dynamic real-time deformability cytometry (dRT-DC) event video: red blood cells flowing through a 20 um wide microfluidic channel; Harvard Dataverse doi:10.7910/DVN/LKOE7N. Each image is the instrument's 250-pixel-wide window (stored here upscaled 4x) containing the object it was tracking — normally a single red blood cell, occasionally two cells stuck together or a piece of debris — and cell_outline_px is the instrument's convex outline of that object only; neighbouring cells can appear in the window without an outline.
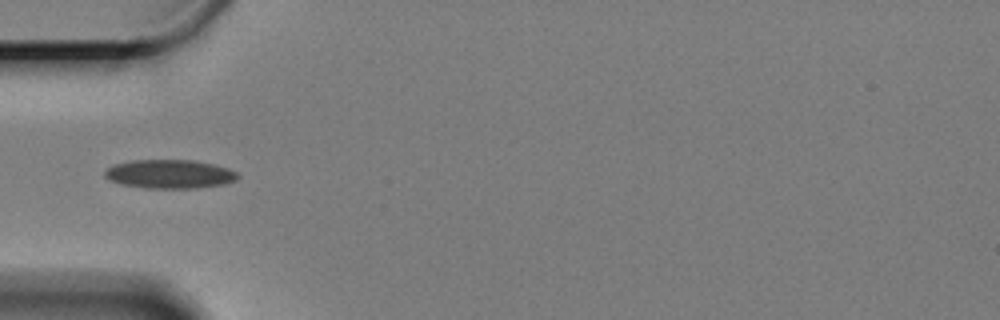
{"species": "Egyptian fruit bat (a non-hibernating species)", "species_latin": "Rousettus aegyptiacus", "temperature_condition": "cold", "stored_images_in_passage": 32, "camera_frame_rate_fps": 3000, "um_per_image_px": 0.085, "animal": {"sex": "female"}, "frame": {"image": 1, "passage_image": 1, "time_ms": 0.0, "image_size_px": [1000, 320], "cell_outline_px": [[240, 176], [236, 180], [224, 184], [196, 188], [144, 188], [120, 184], [108, 180], [104, 176], [104, 172], [112, 164], [132, 160], [192, 160], [212, 164], [228, 168], [236, 172]], "centroid_in_image_um": [14.39, 14.79], "position_along_channel_um": 70.6, "area_um2": 22.43}}
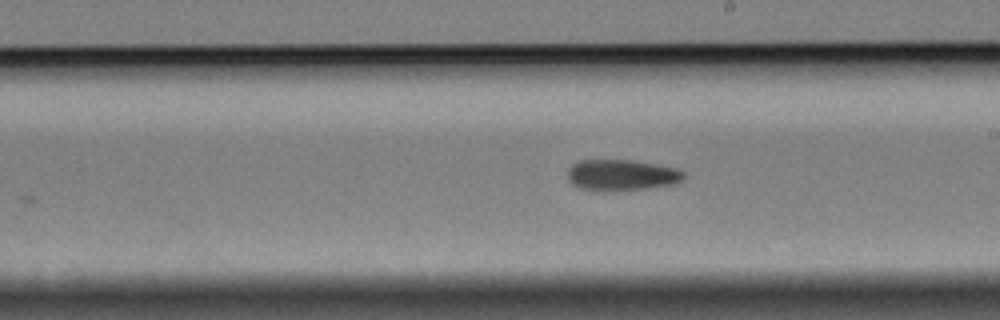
{"frame": {"image": 2, "passage_image": 16, "time_ms": 5.0, "image_size_px": [1000, 320], "cell_outline_px": [[684, 176], [680, 180], [672, 184], [644, 188], [612, 192], [604, 192], [580, 188], [572, 184], [568, 180], [568, 168], [572, 164], [580, 160], [632, 160], [656, 164], [676, 168], [684, 172]], "centroid_in_image_um": [52.78, 14.89], "position_along_channel_um": 236.2, "area_um2": 21.1}}
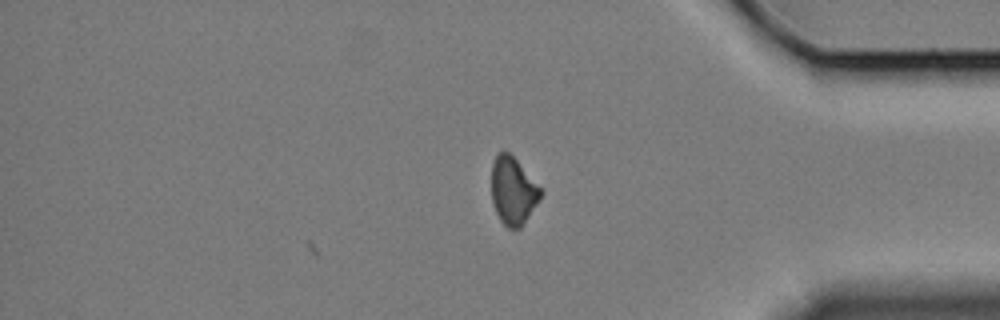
{"frame": {"image": 3, "passage_image": 32, "time_ms": 10.333, "image_size_px": [1000, 320], "cell_outline_px": [[544, 192], [540, 200], [520, 228], [508, 228], [500, 220], [496, 212], [492, 200], [492, 164], [496, 152], [504, 148], [544, 188]], "centroid_in_image_um": [43.64, 16.18], "position_along_channel_um": 391.6, "area_um2": 19.71}, "authors_computed_cell_mechanics": {"area_um2": 20.8658, "velocity_mm_per_s": 3.2919, "shape_relaxation_time_tau1_ms": 4.3884, "shape_relaxation_time_tau2_ms": null, "deformation_change_tau1": 0.0921, "deformation_change_tau2": null}}